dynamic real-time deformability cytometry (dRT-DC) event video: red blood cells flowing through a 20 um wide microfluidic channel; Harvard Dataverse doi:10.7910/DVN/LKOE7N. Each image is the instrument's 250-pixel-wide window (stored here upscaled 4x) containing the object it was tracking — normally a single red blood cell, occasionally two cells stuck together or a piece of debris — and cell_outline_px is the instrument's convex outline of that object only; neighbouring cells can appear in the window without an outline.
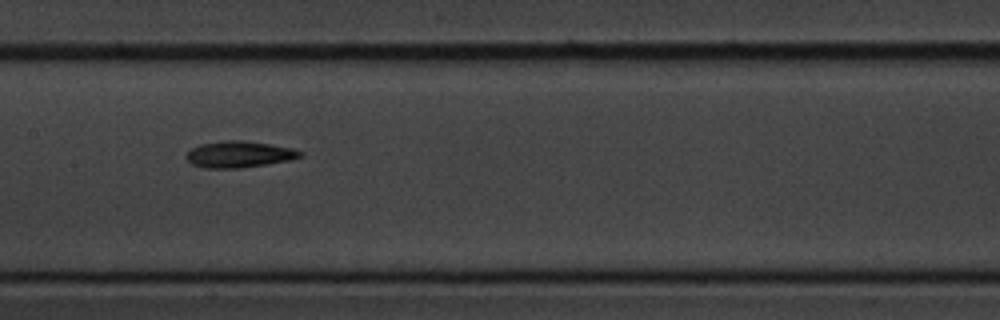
{"species": "common noctule bat (a hibernating species)", "species_latin": "Nyctalus noctula", "temperature_condition": "cold", "stored_images_in_passage": 13, "camera_frame_rate_fps": 3000, "um_per_image_px": 0.085, "animal": {"sex": "male", "body_mass_g": 20.1, "forearm_length_mm": 53.5}, "frame": {"image": 1, "passage_image": 6, "time_ms": 6.667, "image_size_px": [1000, 320], "cell_outline_px": [[304, 156], [288, 160], [240, 168], [204, 168], [192, 164], [184, 156], [192, 148], [200, 144], [228, 140], [244, 140], [292, 148], [304, 152]], "centroid_in_image_um": [20.32, 13.11], "position_along_channel_um": 187.1, "area_um2": 17.4}}
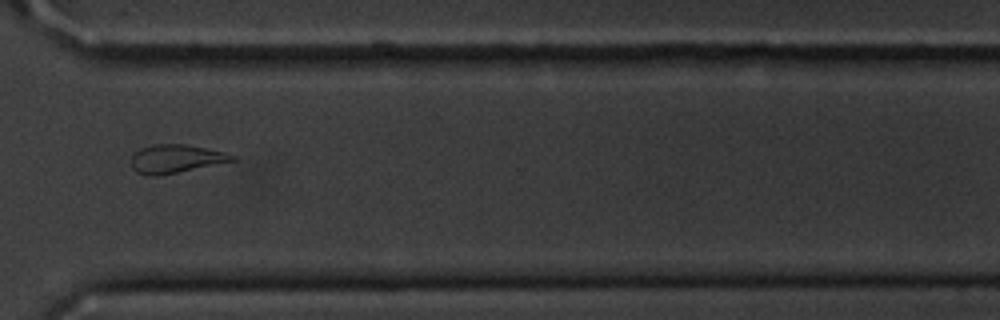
{"frame": {"image": 2, "passage_image": 10, "time_ms": 11.333, "image_size_px": [1000, 320], "cell_outline_px": [[236, 160], [156, 176], [148, 176], [136, 172], [132, 168], [132, 156], [140, 148], [156, 144], [184, 144], [224, 152], [236, 156]], "centroid_in_image_um": [14.91, 13.49], "position_along_channel_um": 355.7, "area_um2": 16.36}}
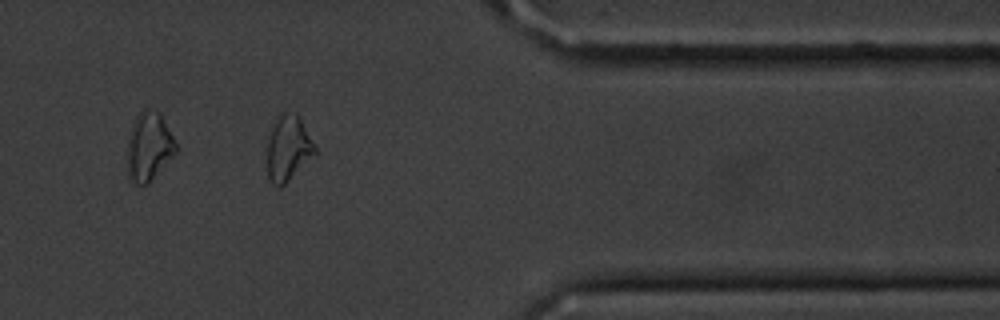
{"frame": {"image": 3, "passage_image": 11, "time_ms": 12.667, "image_size_px": [1000, 320], "cell_outline_px": [[316, 156], [280, 188], [272, 184], [268, 176], [268, 140], [272, 128], [280, 112], [296, 112], [300, 116], [316, 148]], "centroid_in_image_um": [24.53, 12.6], "position_along_channel_um": 386.9, "area_um2": 18.38}, "authors_computed_cell_mechanics": {"area_um2": 17.3978, "velocity_mm_per_s": 3.6016, "shape_relaxation_time_tau1_ms": 9.9644, "shape_relaxation_time_tau2_ms": null, "deformation_change_tau1": 0.2407, "deformation_change_tau2": null}}